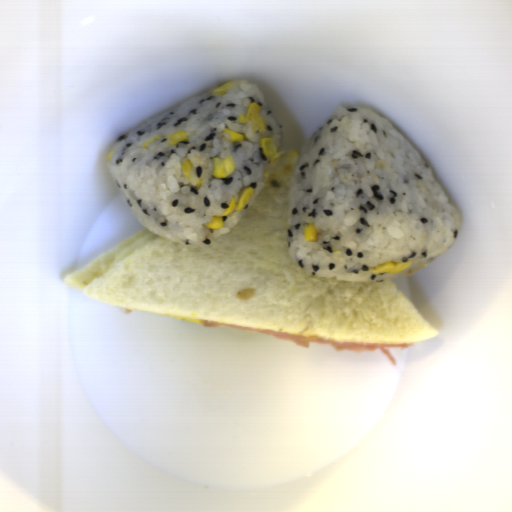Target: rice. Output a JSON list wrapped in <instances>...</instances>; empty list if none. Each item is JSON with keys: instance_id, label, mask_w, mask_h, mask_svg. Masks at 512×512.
<instances>
[{"instance_id": "obj_1", "label": "rice", "mask_w": 512, "mask_h": 512, "mask_svg": "<svg viewBox=\"0 0 512 512\" xmlns=\"http://www.w3.org/2000/svg\"><path fill=\"white\" fill-rule=\"evenodd\" d=\"M317 228L307 243L303 227ZM462 216L433 171L377 110L335 106L307 140L288 204L290 259L308 275L373 283L411 273L459 239ZM389 261H413L399 273L374 274Z\"/></svg>"}, {"instance_id": "obj_2", "label": "rice", "mask_w": 512, "mask_h": 512, "mask_svg": "<svg viewBox=\"0 0 512 512\" xmlns=\"http://www.w3.org/2000/svg\"><path fill=\"white\" fill-rule=\"evenodd\" d=\"M224 95H213L222 86L189 98L158 116L130 129L108 151L109 176L140 225L180 245L201 247L220 241L233 229L266 186L276 163L264 155L259 142L271 137L281 152L282 125L258 84L248 80L230 82ZM257 102L266 123L265 134L252 131L251 122L237 121ZM239 132L244 140L229 142L223 129ZM184 130L188 142L168 143L169 135ZM161 136L158 141L154 137ZM149 140L147 148H141ZM231 155L235 169L226 179H215L212 157ZM185 158L193 163L190 180L180 167ZM202 178L200 188H196ZM246 187L254 195L241 211L237 202ZM236 208L223 216L220 229H209L214 215L223 214L232 197Z\"/></svg>"}]
</instances>
